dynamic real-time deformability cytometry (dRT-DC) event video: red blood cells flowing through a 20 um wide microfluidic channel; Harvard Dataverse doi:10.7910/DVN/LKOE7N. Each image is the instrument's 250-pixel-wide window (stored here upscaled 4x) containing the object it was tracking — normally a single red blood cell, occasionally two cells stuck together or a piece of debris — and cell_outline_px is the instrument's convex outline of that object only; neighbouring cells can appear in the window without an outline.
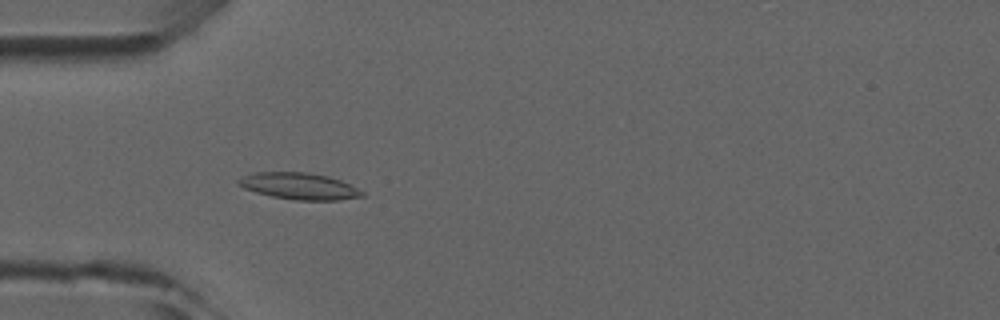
{"species": "common noctule bat (a hibernating species)", "species_latin": "Nyctalus noctula", "temperature_condition": "room temperature", "stored_images_in_passage": 4, "camera_frame_rate_fps": 3000, "um_per_image_px": 0.085, "animal": {"sex": "male", "forearm_length_mm": 52.5}, "frame": {"image": 1, "passage_image": 2, "time_ms": 1.0, "image_size_px": [1000, 320], "cell_outline_px": [[364, 196], [340, 200], [296, 200], [272, 196], [256, 192], [244, 188], [236, 184], [236, 180], [244, 176], [256, 172], [308, 172], [328, 176], [340, 180], [364, 192]], "centroid_in_image_um": [25.41, 15.82], "position_along_channel_um": 59.6, "area_um2": 19.07}}
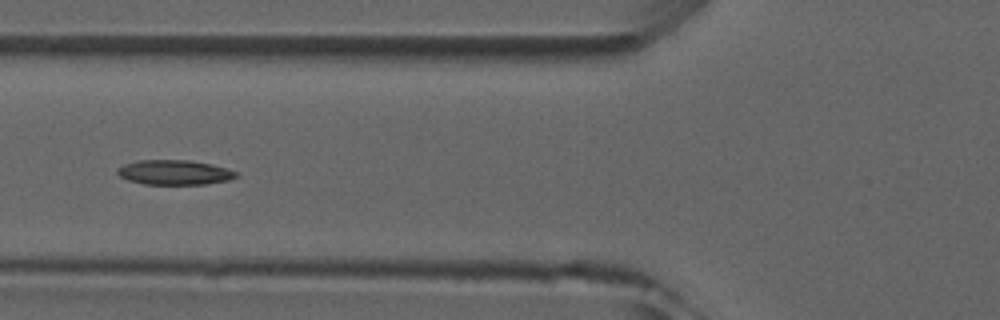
{"frame": {"image": 2, "passage_image": 3, "time_ms": 2.333, "image_size_px": [1000, 320], "cell_outline_px": [[236, 176], [228, 180], [204, 184], [144, 184], [128, 180], [120, 176], [116, 172], [116, 168], [124, 164], [140, 160], [188, 160], [212, 164], [236, 172]], "centroid_in_image_um": [14.77, 14.65], "position_along_channel_um": 111.0, "area_um2": 16.94}}
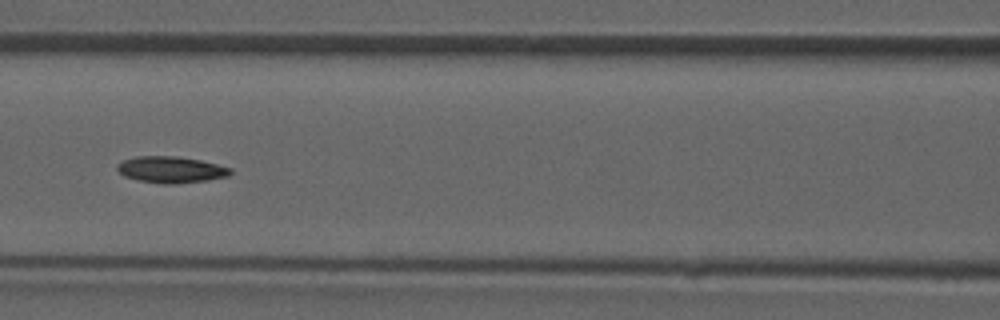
{"frame": {"image": 3, "passage_image": 4, "time_ms": 3.333, "image_size_px": [1000, 320], "cell_outline_px": [[232, 172], [228, 176], [208, 180], [176, 184], [164, 184], [140, 180], [124, 176], [116, 168], [116, 164], [124, 160], [136, 156], [176, 156], [200, 160], [232, 168]], "centroid_in_image_um": [14.54, 14.42], "position_along_channel_um": 152.1, "area_um2": 17.4}}